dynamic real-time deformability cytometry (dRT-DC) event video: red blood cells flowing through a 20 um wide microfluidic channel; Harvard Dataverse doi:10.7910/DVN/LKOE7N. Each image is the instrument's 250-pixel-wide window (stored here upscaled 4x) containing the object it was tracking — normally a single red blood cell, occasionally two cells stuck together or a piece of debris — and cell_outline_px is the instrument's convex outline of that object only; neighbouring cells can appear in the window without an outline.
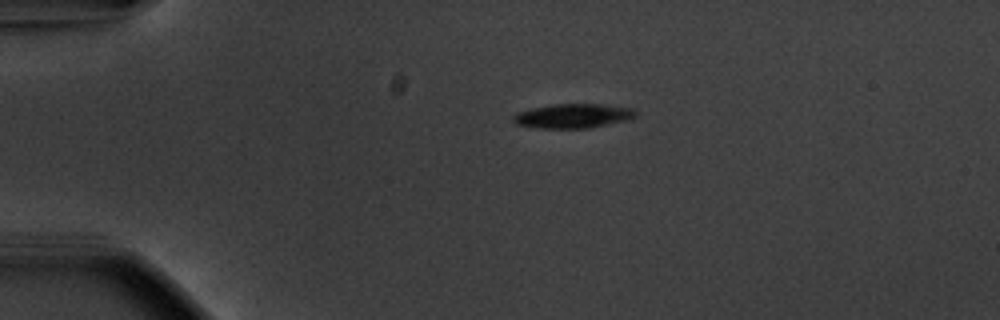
{"species": "common noctule bat (a hibernating species)", "species_latin": "Nyctalus noctula", "temperature_condition": "warm", "stored_images_in_passage": 44, "camera_frame_rate_fps": 3000, "um_per_image_px": 0.085, "animal": {"sex": "male", "body_mass_g": 20.1, "forearm_length_mm": 53.5}, "frame": {"image": 1, "passage_image": 1, "time_ms": 0.0, "image_size_px": [1000, 320], "cell_outline_px": [[636, 116], [624, 120], [588, 128], [536, 128], [516, 124], [512, 120], [512, 116], [516, 112], [532, 108], [552, 104], [600, 104], [632, 108], [636, 112]], "centroid_in_image_um": [48.63, 9.85], "position_along_channel_um": 36.4, "area_um2": 17.22}}
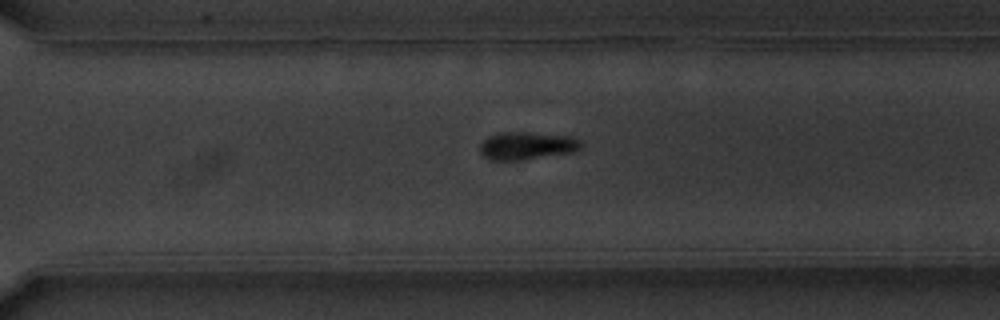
{"frame": {"image": 2, "passage_image": 28, "time_ms": 9.0, "image_size_px": [1000, 320], "cell_outline_px": [[584, 144], [580, 148], [572, 152], [524, 160], [488, 160], [480, 152], [480, 144], [488, 136], [500, 132], [528, 132], [568, 136], [580, 140]], "centroid_in_image_um": [44.76, 12.39], "position_along_channel_um": 325.8, "area_um2": 16.42}}
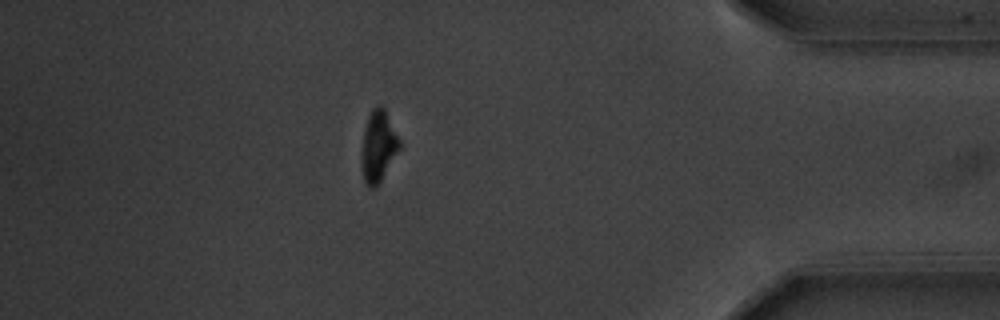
{"frame": {"image": 3, "passage_image": 37, "time_ms": 12.0, "image_size_px": [1000, 320], "cell_outline_px": [[404, 144], [380, 184], [376, 188], [368, 188], [364, 184], [360, 156], [364, 132], [368, 116], [372, 108], [376, 104], [380, 104], [384, 108]], "centroid_in_image_um": [32.19, 12.48], "position_along_channel_um": 403.0, "area_um2": 16.65}, "authors_computed_cell_mechanics": {"area_um2": 17.2533, "velocity_mm_per_s": 3.7278, "shape_relaxation_time_tau1_ms": 2.0261, "shape_relaxation_time_tau2_ms": null, "deformation_change_tau1": 0.1301, "deformation_change_tau2": null}}